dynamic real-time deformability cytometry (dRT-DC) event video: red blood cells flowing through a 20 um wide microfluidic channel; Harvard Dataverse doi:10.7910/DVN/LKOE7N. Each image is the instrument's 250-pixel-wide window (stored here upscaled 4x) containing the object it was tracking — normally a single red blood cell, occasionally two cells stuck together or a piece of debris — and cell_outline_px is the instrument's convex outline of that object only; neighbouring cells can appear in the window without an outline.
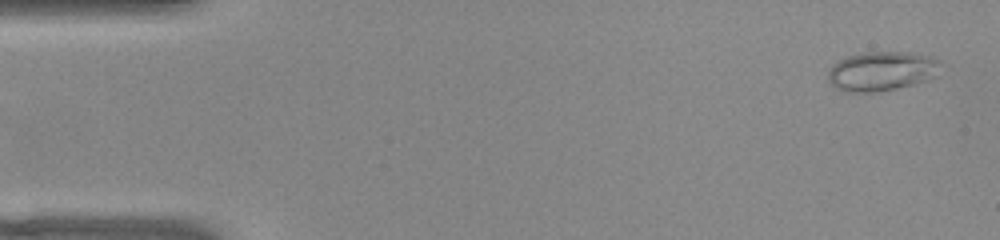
{"species": "common noctule bat (a hibernating species)", "species_latin": "Nyctalus noctula", "temperature_condition": "warm", "stored_images_in_passage": 51, "camera_frame_rate_fps": 3000, "um_per_image_px": 0.085, "animal": {"sex": "female", "body_mass_g": 22.0, "forearm_length_mm": 56.7}, "frame": {"image": 1, "passage_image": 2, "time_ms": 0.333, "image_size_px": [1000, 240], "cell_outline_px": [[940, 76], [928, 80], [896, 88], [876, 92], [844, 92], [836, 88], [828, 80], [828, 72], [832, 64], [848, 56], [864, 52], [912, 52], [932, 56], [940, 60]], "centroid_in_image_um": [74.99, 6.04], "position_along_channel_um": 10.0, "area_um2": 26.18}}
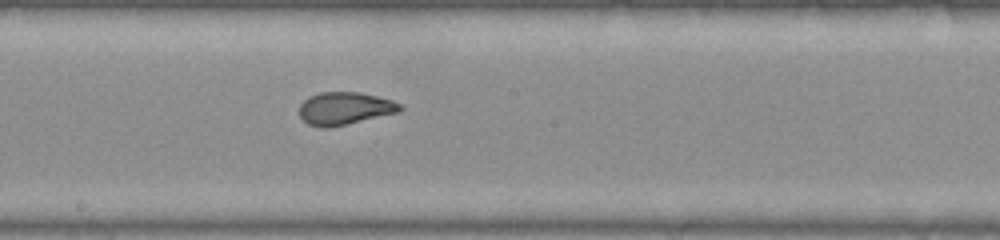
{"frame": {"image": 2, "passage_image": 27, "time_ms": 8.667, "image_size_px": [1000, 240], "cell_outline_px": [[404, 108], [400, 112], [328, 128], [320, 128], [308, 124], [300, 116], [300, 104], [308, 96], [320, 92], [360, 92], [392, 100], [400, 104]], "centroid_in_image_um": [29.3, 9.21], "position_along_channel_um": 218.9, "area_um2": 19.19}}
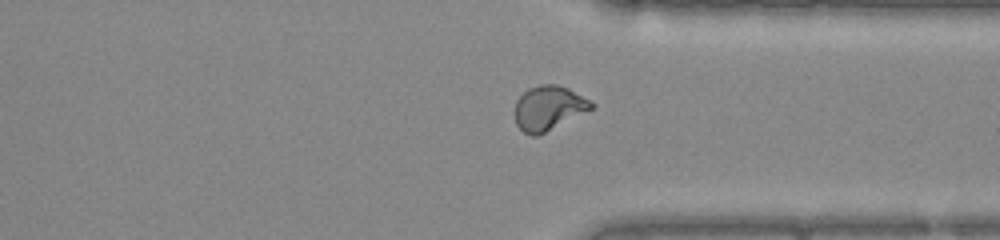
{"frame": {"image": 3, "passage_image": 38, "time_ms": 12.333, "image_size_px": [1000, 240], "cell_outline_px": [[596, 104], [592, 108], [536, 136], [532, 136], [524, 132], [516, 124], [512, 112], [516, 100], [528, 88], [540, 84], [556, 84], [568, 88]], "centroid_in_image_um": [46.56, 9.16], "position_along_channel_um": 364.8, "area_um2": 19.65}}